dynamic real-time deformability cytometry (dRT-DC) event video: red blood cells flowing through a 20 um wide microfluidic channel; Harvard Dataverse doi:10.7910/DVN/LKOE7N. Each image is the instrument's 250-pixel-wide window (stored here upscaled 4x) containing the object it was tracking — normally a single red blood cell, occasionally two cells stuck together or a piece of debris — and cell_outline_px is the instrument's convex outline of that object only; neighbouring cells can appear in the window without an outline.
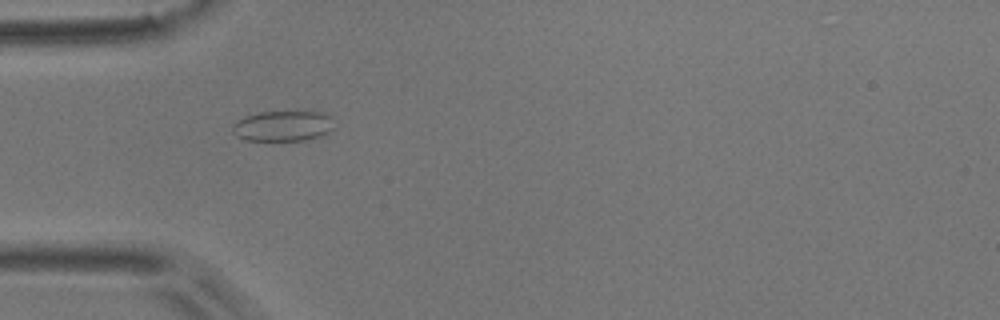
{"species": "common noctule bat (a hibernating species)", "species_latin": "Nyctalus noctula", "temperature_condition": "room temperature", "stored_images_in_passage": 10, "camera_frame_rate_fps": 3000, "um_per_image_px": 0.085, "animal": {"sex": "male", "body_mass_g": 17.9}, "frame": {"image": 1, "passage_image": 4, "time_ms": 1.0, "image_size_px": [1000, 320], "cell_outline_px": [[332, 128], [328, 132], [320, 136], [304, 140], [244, 140], [236, 136], [232, 132], [232, 124], [236, 120], [244, 116], [260, 112], [324, 112], [332, 116]], "centroid_in_image_um": [24.01, 10.7], "position_along_channel_um": 61.0, "area_um2": 18.09}}
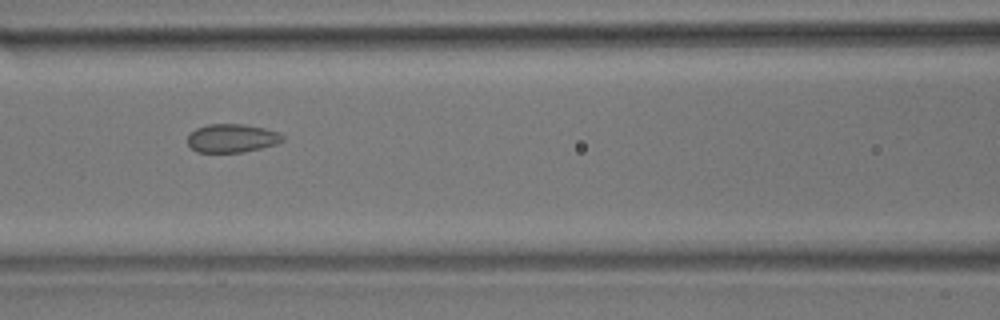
{"frame": {"image": 2, "passage_image": 6, "time_ms": 1.667, "image_size_px": [1000, 320], "cell_outline_px": [[284, 140], [276, 144], [244, 152], [196, 152], [188, 144], [188, 136], [196, 128], [208, 124], [244, 124], [264, 128], [280, 132], [284, 136]], "centroid_in_image_um": [19.73, 11.74], "position_along_channel_um": 146.9, "area_um2": 15.78}}
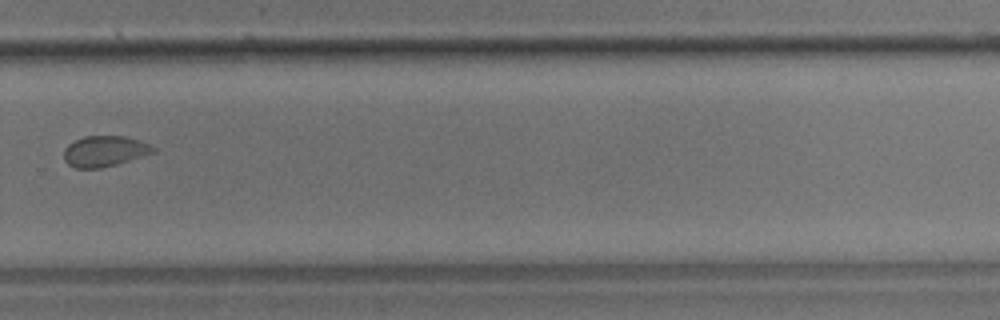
{"frame": {"image": 3, "passage_image": 10, "time_ms": 3.0, "image_size_px": [1000, 320], "cell_outline_px": [[156, 152], [116, 164], [100, 168], [76, 168], [68, 164], [64, 160], [64, 148], [68, 144], [84, 136], [124, 136], [140, 140], [152, 144], [156, 148]], "centroid_in_image_um": [8.91, 12.84], "position_along_channel_um": 320.9, "area_um2": 16.07}}